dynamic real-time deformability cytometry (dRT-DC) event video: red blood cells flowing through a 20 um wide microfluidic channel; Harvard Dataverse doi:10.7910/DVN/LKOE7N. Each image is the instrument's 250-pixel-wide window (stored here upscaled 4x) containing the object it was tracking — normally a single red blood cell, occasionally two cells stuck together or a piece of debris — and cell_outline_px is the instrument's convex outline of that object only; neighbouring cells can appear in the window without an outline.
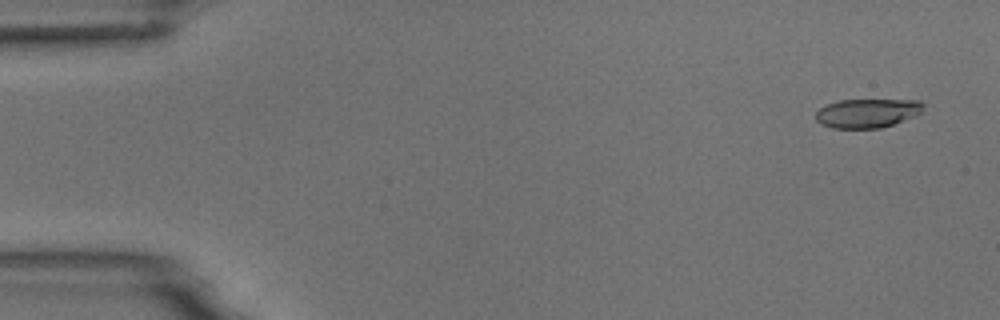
{"species": "common noctule bat (a hibernating species)", "species_latin": "Nyctalus noctula", "temperature_condition": "room temperature", "stored_images_in_passage": 5, "camera_frame_rate_fps": 3000, "um_per_image_px": 0.085, "animal": {"sex": "male", "body_mass_g": 18.8}, "frame": {"image": 1, "passage_image": 1, "time_ms": 0.0, "image_size_px": [1000, 320], "cell_outline_px": [[924, 108], [916, 116], [880, 128], [832, 128], [816, 120], [816, 112], [820, 108], [828, 104], [840, 100], [920, 100], [924, 104]], "centroid_in_image_um": [73.75, 9.61], "position_along_channel_um": 11.2, "area_um2": 18.03}}
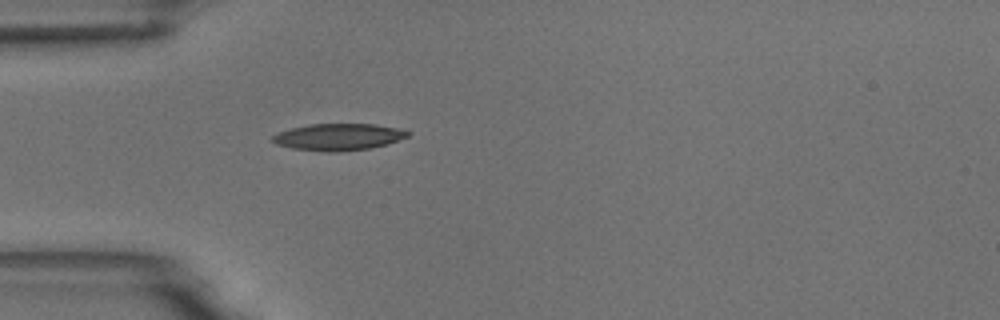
{"frame": {"image": 2, "passage_image": 5, "time_ms": 4.333, "image_size_px": [1000, 320], "cell_outline_px": [[412, 132], [408, 136], [388, 144], [368, 148], [340, 152], [324, 152], [292, 148], [276, 144], [272, 140], [272, 136], [280, 132], [292, 128], [308, 124], [376, 124], [396, 128]], "centroid_in_image_um": [28.77, 11.64], "position_along_channel_um": 56.2, "area_um2": 21.04}}